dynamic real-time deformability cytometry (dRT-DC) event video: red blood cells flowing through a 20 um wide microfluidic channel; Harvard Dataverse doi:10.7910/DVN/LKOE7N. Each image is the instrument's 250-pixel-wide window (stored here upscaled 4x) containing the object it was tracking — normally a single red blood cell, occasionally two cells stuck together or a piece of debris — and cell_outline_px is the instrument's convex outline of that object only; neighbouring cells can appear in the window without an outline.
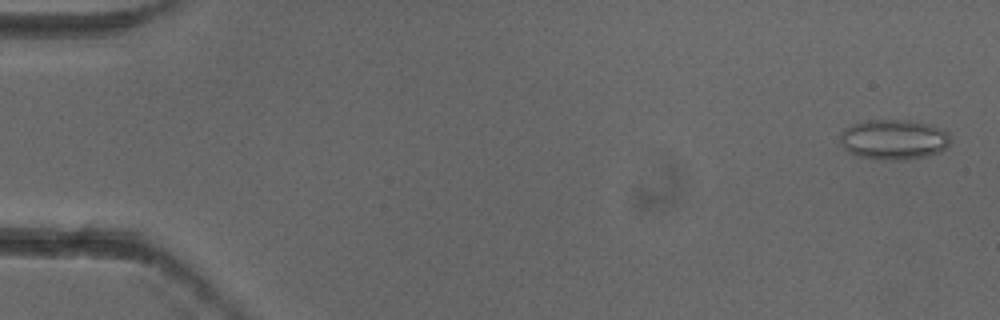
{"species": "common noctule bat (a hibernating species)", "species_latin": "Nyctalus noctula", "temperature_condition": "cold", "stored_images_in_passage": 4, "camera_frame_rate_fps": 3000, "um_per_image_px": 0.085, "animal": {"sex": "female"}, "frame": {"image": 1, "passage_image": 1, "time_ms": 0.0, "image_size_px": [1000, 320], "cell_outline_px": [[952, 140], [940, 152], [928, 156], [904, 160], [892, 160], [856, 156], [844, 148], [840, 140], [840, 136], [844, 128], [852, 124], [868, 120], [908, 120], [928, 124], [948, 132]], "centroid_in_image_um": [75.97, 11.86], "position_along_channel_um": 9.0, "area_um2": 25.78}}